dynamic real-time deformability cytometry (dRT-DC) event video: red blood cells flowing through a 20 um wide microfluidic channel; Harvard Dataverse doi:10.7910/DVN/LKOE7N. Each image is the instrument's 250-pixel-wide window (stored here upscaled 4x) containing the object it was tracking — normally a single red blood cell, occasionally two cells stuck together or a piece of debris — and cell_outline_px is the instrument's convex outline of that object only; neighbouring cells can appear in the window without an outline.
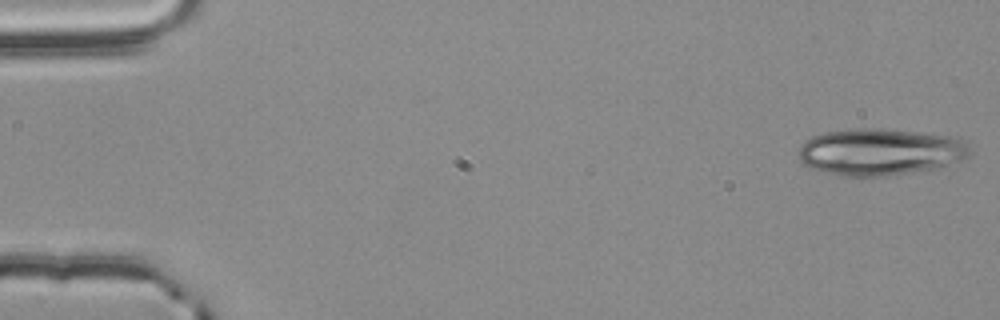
{"species": "common noctule bat (a hibernating species)", "species_latin": "Nyctalus noctula", "temperature_condition": "room temperature", "stored_images_in_passage": 12, "camera_frame_rate_fps": 3000, "um_per_image_px": 0.085, "animal": {"sex": "male", "body_mass_g": 20.4}, "frame": {"image": 1, "passage_image": 1, "time_ms": 0.0, "image_size_px": [1000, 320], "cell_outline_px": [[972, 156], [968, 160], [944, 168], [888, 176], [840, 176], [824, 172], [812, 168], [804, 164], [800, 160], [800, 144], [804, 140], [812, 136], [824, 132], [856, 128], [880, 128], [952, 136], [968, 140], [972, 152]], "centroid_in_image_um": [74.94, 12.92], "position_along_channel_um": 10.1, "area_um2": 47.97}}